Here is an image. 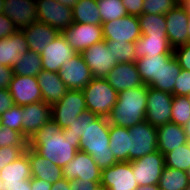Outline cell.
<instances>
[{
    "label": "cell",
    "mask_w": 190,
    "mask_h": 190,
    "mask_svg": "<svg viewBox=\"0 0 190 190\" xmlns=\"http://www.w3.org/2000/svg\"><path fill=\"white\" fill-rule=\"evenodd\" d=\"M28 146V140L16 130L0 127V147Z\"/></svg>",
    "instance_id": "b9f144b4"
},
{
    "label": "cell",
    "mask_w": 190,
    "mask_h": 190,
    "mask_svg": "<svg viewBox=\"0 0 190 190\" xmlns=\"http://www.w3.org/2000/svg\"><path fill=\"white\" fill-rule=\"evenodd\" d=\"M135 190H160L159 185L138 186Z\"/></svg>",
    "instance_id": "6f0895ef"
},
{
    "label": "cell",
    "mask_w": 190,
    "mask_h": 190,
    "mask_svg": "<svg viewBox=\"0 0 190 190\" xmlns=\"http://www.w3.org/2000/svg\"><path fill=\"white\" fill-rule=\"evenodd\" d=\"M109 53L116 58L117 63L136 62L135 43L106 41Z\"/></svg>",
    "instance_id": "74e56055"
},
{
    "label": "cell",
    "mask_w": 190,
    "mask_h": 190,
    "mask_svg": "<svg viewBox=\"0 0 190 190\" xmlns=\"http://www.w3.org/2000/svg\"><path fill=\"white\" fill-rule=\"evenodd\" d=\"M28 51L29 46L23 32L17 30L11 36L0 39V65L12 68Z\"/></svg>",
    "instance_id": "7402d4cb"
},
{
    "label": "cell",
    "mask_w": 190,
    "mask_h": 190,
    "mask_svg": "<svg viewBox=\"0 0 190 190\" xmlns=\"http://www.w3.org/2000/svg\"><path fill=\"white\" fill-rule=\"evenodd\" d=\"M23 106L13 105L1 115L2 126L16 130L22 134Z\"/></svg>",
    "instance_id": "ab89813d"
},
{
    "label": "cell",
    "mask_w": 190,
    "mask_h": 190,
    "mask_svg": "<svg viewBox=\"0 0 190 190\" xmlns=\"http://www.w3.org/2000/svg\"><path fill=\"white\" fill-rule=\"evenodd\" d=\"M57 2L65 5V6H69L71 8L74 7V5L79 1V0H56Z\"/></svg>",
    "instance_id": "9f6ffc18"
},
{
    "label": "cell",
    "mask_w": 190,
    "mask_h": 190,
    "mask_svg": "<svg viewBox=\"0 0 190 190\" xmlns=\"http://www.w3.org/2000/svg\"><path fill=\"white\" fill-rule=\"evenodd\" d=\"M3 13L21 31L39 22L36 0H4Z\"/></svg>",
    "instance_id": "ac0fdd59"
},
{
    "label": "cell",
    "mask_w": 190,
    "mask_h": 190,
    "mask_svg": "<svg viewBox=\"0 0 190 190\" xmlns=\"http://www.w3.org/2000/svg\"><path fill=\"white\" fill-rule=\"evenodd\" d=\"M110 150L118 162H130V137L129 129L110 125L109 128Z\"/></svg>",
    "instance_id": "f546056e"
},
{
    "label": "cell",
    "mask_w": 190,
    "mask_h": 190,
    "mask_svg": "<svg viewBox=\"0 0 190 190\" xmlns=\"http://www.w3.org/2000/svg\"><path fill=\"white\" fill-rule=\"evenodd\" d=\"M51 190H70V181L66 178H62L52 185Z\"/></svg>",
    "instance_id": "11a10c76"
},
{
    "label": "cell",
    "mask_w": 190,
    "mask_h": 190,
    "mask_svg": "<svg viewBox=\"0 0 190 190\" xmlns=\"http://www.w3.org/2000/svg\"><path fill=\"white\" fill-rule=\"evenodd\" d=\"M60 33L77 53H81L93 44L104 40L101 25L72 23Z\"/></svg>",
    "instance_id": "30bf717a"
},
{
    "label": "cell",
    "mask_w": 190,
    "mask_h": 190,
    "mask_svg": "<svg viewBox=\"0 0 190 190\" xmlns=\"http://www.w3.org/2000/svg\"><path fill=\"white\" fill-rule=\"evenodd\" d=\"M101 26L106 41L135 43L141 37L138 16L127 15L102 23Z\"/></svg>",
    "instance_id": "8fae6325"
},
{
    "label": "cell",
    "mask_w": 190,
    "mask_h": 190,
    "mask_svg": "<svg viewBox=\"0 0 190 190\" xmlns=\"http://www.w3.org/2000/svg\"><path fill=\"white\" fill-rule=\"evenodd\" d=\"M87 110L98 117H108L118 99V93L105 78H92L82 90Z\"/></svg>",
    "instance_id": "277c9868"
},
{
    "label": "cell",
    "mask_w": 190,
    "mask_h": 190,
    "mask_svg": "<svg viewBox=\"0 0 190 190\" xmlns=\"http://www.w3.org/2000/svg\"><path fill=\"white\" fill-rule=\"evenodd\" d=\"M105 79L117 93L145 85L135 62L116 64Z\"/></svg>",
    "instance_id": "44dd1931"
},
{
    "label": "cell",
    "mask_w": 190,
    "mask_h": 190,
    "mask_svg": "<svg viewBox=\"0 0 190 190\" xmlns=\"http://www.w3.org/2000/svg\"><path fill=\"white\" fill-rule=\"evenodd\" d=\"M173 54L150 55L136 60L135 64L142 81L152 86L160 76L161 67L166 64Z\"/></svg>",
    "instance_id": "4316f807"
},
{
    "label": "cell",
    "mask_w": 190,
    "mask_h": 190,
    "mask_svg": "<svg viewBox=\"0 0 190 190\" xmlns=\"http://www.w3.org/2000/svg\"><path fill=\"white\" fill-rule=\"evenodd\" d=\"M0 190H3L2 180L0 179Z\"/></svg>",
    "instance_id": "e7e4bbea"
},
{
    "label": "cell",
    "mask_w": 190,
    "mask_h": 190,
    "mask_svg": "<svg viewBox=\"0 0 190 190\" xmlns=\"http://www.w3.org/2000/svg\"><path fill=\"white\" fill-rule=\"evenodd\" d=\"M31 178L32 175L27 146L26 151L19 158L7 164L0 171V179L2 180V184H14L30 180Z\"/></svg>",
    "instance_id": "83f0119b"
},
{
    "label": "cell",
    "mask_w": 190,
    "mask_h": 190,
    "mask_svg": "<svg viewBox=\"0 0 190 190\" xmlns=\"http://www.w3.org/2000/svg\"><path fill=\"white\" fill-rule=\"evenodd\" d=\"M148 86L142 85L118 93L107 119L110 125L130 128L145 121Z\"/></svg>",
    "instance_id": "3957f363"
},
{
    "label": "cell",
    "mask_w": 190,
    "mask_h": 190,
    "mask_svg": "<svg viewBox=\"0 0 190 190\" xmlns=\"http://www.w3.org/2000/svg\"><path fill=\"white\" fill-rule=\"evenodd\" d=\"M83 117H85V128L80 137L79 150L90 154L101 170L113 166L118 161L109 147L110 124L108 119L98 117L90 110H85Z\"/></svg>",
    "instance_id": "7a4b0ae2"
},
{
    "label": "cell",
    "mask_w": 190,
    "mask_h": 190,
    "mask_svg": "<svg viewBox=\"0 0 190 190\" xmlns=\"http://www.w3.org/2000/svg\"><path fill=\"white\" fill-rule=\"evenodd\" d=\"M173 95L148 86L145 120L154 127L171 122Z\"/></svg>",
    "instance_id": "ba28073f"
},
{
    "label": "cell",
    "mask_w": 190,
    "mask_h": 190,
    "mask_svg": "<svg viewBox=\"0 0 190 190\" xmlns=\"http://www.w3.org/2000/svg\"><path fill=\"white\" fill-rule=\"evenodd\" d=\"M4 11V0H0V13Z\"/></svg>",
    "instance_id": "6125c7cd"
},
{
    "label": "cell",
    "mask_w": 190,
    "mask_h": 190,
    "mask_svg": "<svg viewBox=\"0 0 190 190\" xmlns=\"http://www.w3.org/2000/svg\"><path fill=\"white\" fill-rule=\"evenodd\" d=\"M27 146H7L0 147V171L9 163L19 158Z\"/></svg>",
    "instance_id": "7bdbcfd3"
},
{
    "label": "cell",
    "mask_w": 190,
    "mask_h": 190,
    "mask_svg": "<svg viewBox=\"0 0 190 190\" xmlns=\"http://www.w3.org/2000/svg\"><path fill=\"white\" fill-rule=\"evenodd\" d=\"M100 184L102 190H135L138 187L129 161L103 169Z\"/></svg>",
    "instance_id": "7c38bea8"
},
{
    "label": "cell",
    "mask_w": 190,
    "mask_h": 190,
    "mask_svg": "<svg viewBox=\"0 0 190 190\" xmlns=\"http://www.w3.org/2000/svg\"><path fill=\"white\" fill-rule=\"evenodd\" d=\"M138 21L142 36H167L165 15L143 13Z\"/></svg>",
    "instance_id": "836d02e7"
},
{
    "label": "cell",
    "mask_w": 190,
    "mask_h": 190,
    "mask_svg": "<svg viewBox=\"0 0 190 190\" xmlns=\"http://www.w3.org/2000/svg\"><path fill=\"white\" fill-rule=\"evenodd\" d=\"M58 73L67 88L71 90H83L93 78L81 53L66 61Z\"/></svg>",
    "instance_id": "5bb4252c"
},
{
    "label": "cell",
    "mask_w": 190,
    "mask_h": 190,
    "mask_svg": "<svg viewBox=\"0 0 190 190\" xmlns=\"http://www.w3.org/2000/svg\"><path fill=\"white\" fill-rule=\"evenodd\" d=\"M190 120V103L186 96H173L171 122L185 126Z\"/></svg>",
    "instance_id": "f35d334b"
},
{
    "label": "cell",
    "mask_w": 190,
    "mask_h": 190,
    "mask_svg": "<svg viewBox=\"0 0 190 190\" xmlns=\"http://www.w3.org/2000/svg\"><path fill=\"white\" fill-rule=\"evenodd\" d=\"M18 29L4 13H0V39L11 36Z\"/></svg>",
    "instance_id": "7dc6e473"
},
{
    "label": "cell",
    "mask_w": 190,
    "mask_h": 190,
    "mask_svg": "<svg viewBox=\"0 0 190 190\" xmlns=\"http://www.w3.org/2000/svg\"><path fill=\"white\" fill-rule=\"evenodd\" d=\"M81 55L94 78H105L112 68L118 64L113 54L109 53L106 40L93 44L83 50Z\"/></svg>",
    "instance_id": "4fadbf2b"
},
{
    "label": "cell",
    "mask_w": 190,
    "mask_h": 190,
    "mask_svg": "<svg viewBox=\"0 0 190 190\" xmlns=\"http://www.w3.org/2000/svg\"><path fill=\"white\" fill-rule=\"evenodd\" d=\"M129 129L130 162L158 150L157 128L146 120Z\"/></svg>",
    "instance_id": "8992f818"
},
{
    "label": "cell",
    "mask_w": 190,
    "mask_h": 190,
    "mask_svg": "<svg viewBox=\"0 0 190 190\" xmlns=\"http://www.w3.org/2000/svg\"><path fill=\"white\" fill-rule=\"evenodd\" d=\"M63 178L70 180L101 181L102 170L98 167L92 156L78 151L75 157L63 168Z\"/></svg>",
    "instance_id": "9a60e30c"
},
{
    "label": "cell",
    "mask_w": 190,
    "mask_h": 190,
    "mask_svg": "<svg viewBox=\"0 0 190 190\" xmlns=\"http://www.w3.org/2000/svg\"><path fill=\"white\" fill-rule=\"evenodd\" d=\"M188 15V42H190V12H187Z\"/></svg>",
    "instance_id": "94428289"
},
{
    "label": "cell",
    "mask_w": 190,
    "mask_h": 190,
    "mask_svg": "<svg viewBox=\"0 0 190 190\" xmlns=\"http://www.w3.org/2000/svg\"><path fill=\"white\" fill-rule=\"evenodd\" d=\"M52 119L61 129L67 128L75 119L87 110L82 90L69 89L63 98L53 104Z\"/></svg>",
    "instance_id": "5b68a950"
},
{
    "label": "cell",
    "mask_w": 190,
    "mask_h": 190,
    "mask_svg": "<svg viewBox=\"0 0 190 190\" xmlns=\"http://www.w3.org/2000/svg\"><path fill=\"white\" fill-rule=\"evenodd\" d=\"M186 173H187V176H188L189 181H190V167L187 169Z\"/></svg>",
    "instance_id": "be15d7a7"
},
{
    "label": "cell",
    "mask_w": 190,
    "mask_h": 190,
    "mask_svg": "<svg viewBox=\"0 0 190 190\" xmlns=\"http://www.w3.org/2000/svg\"><path fill=\"white\" fill-rule=\"evenodd\" d=\"M85 128V117L83 113L75 119V122H72L67 128L63 129V136H67L71 139H80L84 133Z\"/></svg>",
    "instance_id": "f6af8a7d"
},
{
    "label": "cell",
    "mask_w": 190,
    "mask_h": 190,
    "mask_svg": "<svg viewBox=\"0 0 190 190\" xmlns=\"http://www.w3.org/2000/svg\"><path fill=\"white\" fill-rule=\"evenodd\" d=\"M14 104L9 89L0 90V115L9 110Z\"/></svg>",
    "instance_id": "816d5d0a"
},
{
    "label": "cell",
    "mask_w": 190,
    "mask_h": 190,
    "mask_svg": "<svg viewBox=\"0 0 190 190\" xmlns=\"http://www.w3.org/2000/svg\"><path fill=\"white\" fill-rule=\"evenodd\" d=\"M173 55L181 69L190 71V42L173 49Z\"/></svg>",
    "instance_id": "bcb514c9"
},
{
    "label": "cell",
    "mask_w": 190,
    "mask_h": 190,
    "mask_svg": "<svg viewBox=\"0 0 190 190\" xmlns=\"http://www.w3.org/2000/svg\"><path fill=\"white\" fill-rule=\"evenodd\" d=\"M186 97H187V99H188V101L190 103V93Z\"/></svg>",
    "instance_id": "03108f58"
},
{
    "label": "cell",
    "mask_w": 190,
    "mask_h": 190,
    "mask_svg": "<svg viewBox=\"0 0 190 190\" xmlns=\"http://www.w3.org/2000/svg\"><path fill=\"white\" fill-rule=\"evenodd\" d=\"M185 129V133L187 135L188 138V142L190 144V120L187 122V124L184 126Z\"/></svg>",
    "instance_id": "680465c9"
},
{
    "label": "cell",
    "mask_w": 190,
    "mask_h": 190,
    "mask_svg": "<svg viewBox=\"0 0 190 190\" xmlns=\"http://www.w3.org/2000/svg\"><path fill=\"white\" fill-rule=\"evenodd\" d=\"M53 184H50L39 178L30 179L31 190H51Z\"/></svg>",
    "instance_id": "f5cc1de1"
},
{
    "label": "cell",
    "mask_w": 190,
    "mask_h": 190,
    "mask_svg": "<svg viewBox=\"0 0 190 190\" xmlns=\"http://www.w3.org/2000/svg\"><path fill=\"white\" fill-rule=\"evenodd\" d=\"M190 181L186 171L165 166L159 180L160 190H186Z\"/></svg>",
    "instance_id": "d6a6232c"
},
{
    "label": "cell",
    "mask_w": 190,
    "mask_h": 190,
    "mask_svg": "<svg viewBox=\"0 0 190 190\" xmlns=\"http://www.w3.org/2000/svg\"><path fill=\"white\" fill-rule=\"evenodd\" d=\"M165 166L177 170L187 171L190 167V144L189 142L174 149L165 155Z\"/></svg>",
    "instance_id": "d590c367"
},
{
    "label": "cell",
    "mask_w": 190,
    "mask_h": 190,
    "mask_svg": "<svg viewBox=\"0 0 190 190\" xmlns=\"http://www.w3.org/2000/svg\"><path fill=\"white\" fill-rule=\"evenodd\" d=\"M70 190H102L100 181L70 180Z\"/></svg>",
    "instance_id": "c3c4849f"
},
{
    "label": "cell",
    "mask_w": 190,
    "mask_h": 190,
    "mask_svg": "<svg viewBox=\"0 0 190 190\" xmlns=\"http://www.w3.org/2000/svg\"><path fill=\"white\" fill-rule=\"evenodd\" d=\"M37 80L43 101L51 106L60 101L69 90L56 72L42 70L37 75Z\"/></svg>",
    "instance_id": "cb8c5ba5"
},
{
    "label": "cell",
    "mask_w": 190,
    "mask_h": 190,
    "mask_svg": "<svg viewBox=\"0 0 190 190\" xmlns=\"http://www.w3.org/2000/svg\"><path fill=\"white\" fill-rule=\"evenodd\" d=\"M28 147L63 168L79 151L80 139L63 136V129L51 119L32 135Z\"/></svg>",
    "instance_id": "6da1fadb"
},
{
    "label": "cell",
    "mask_w": 190,
    "mask_h": 190,
    "mask_svg": "<svg viewBox=\"0 0 190 190\" xmlns=\"http://www.w3.org/2000/svg\"><path fill=\"white\" fill-rule=\"evenodd\" d=\"M166 34L173 49L188 43V15L186 8L179 3L166 15Z\"/></svg>",
    "instance_id": "d6986e66"
},
{
    "label": "cell",
    "mask_w": 190,
    "mask_h": 190,
    "mask_svg": "<svg viewBox=\"0 0 190 190\" xmlns=\"http://www.w3.org/2000/svg\"><path fill=\"white\" fill-rule=\"evenodd\" d=\"M157 136L158 150L163 155L188 143L184 126L173 122L157 127Z\"/></svg>",
    "instance_id": "d4e9b609"
},
{
    "label": "cell",
    "mask_w": 190,
    "mask_h": 190,
    "mask_svg": "<svg viewBox=\"0 0 190 190\" xmlns=\"http://www.w3.org/2000/svg\"><path fill=\"white\" fill-rule=\"evenodd\" d=\"M190 93V71L181 69L174 85V96H187Z\"/></svg>",
    "instance_id": "ee69618b"
},
{
    "label": "cell",
    "mask_w": 190,
    "mask_h": 190,
    "mask_svg": "<svg viewBox=\"0 0 190 190\" xmlns=\"http://www.w3.org/2000/svg\"><path fill=\"white\" fill-rule=\"evenodd\" d=\"M3 190H31L30 180L21 181L14 184H2Z\"/></svg>",
    "instance_id": "db71d44e"
},
{
    "label": "cell",
    "mask_w": 190,
    "mask_h": 190,
    "mask_svg": "<svg viewBox=\"0 0 190 190\" xmlns=\"http://www.w3.org/2000/svg\"><path fill=\"white\" fill-rule=\"evenodd\" d=\"M101 22L116 20L127 16L122 0H97Z\"/></svg>",
    "instance_id": "8d00e7d4"
},
{
    "label": "cell",
    "mask_w": 190,
    "mask_h": 190,
    "mask_svg": "<svg viewBox=\"0 0 190 190\" xmlns=\"http://www.w3.org/2000/svg\"><path fill=\"white\" fill-rule=\"evenodd\" d=\"M28 159L32 178H39L50 184H54L63 178L62 167L55 165L30 147H28Z\"/></svg>",
    "instance_id": "603a6c76"
},
{
    "label": "cell",
    "mask_w": 190,
    "mask_h": 190,
    "mask_svg": "<svg viewBox=\"0 0 190 190\" xmlns=\"http://www.w3.org/2000/svg\"><path fill=\"white\" fill-rule=\"evenodd\" d=\"M181 4L186 8L187 12H190V0H184Z\"/></svg>",
    "instance_id": "91938a15"
},
{
    "label": "cell",
    "mask_w": 190,
    "mask_h": 190,
    "mask_svg": "<svg viewBox=\"0 0 190 190\" xmlns=\"http://www.w3.org/2000/svg\"><path fill=\"white\" fill-rule=\"evenodd\" d=\"M137 59L150 55L173 54L167 36H142L135 42Z\"/></svg>",
    "instance_id": "f1b7e54d"
},
{
    "label": "cell",
    "mask_w": 190,
    "mask_h": 190,
    "mask_svg": "<svg viewBox=\"0 0 190 190\" xmlns=\"http://www.w3.org/2000/svg\"><path fill=\"white\" fill-rule=\"evenodd\" d=\"M14 75L34 76L42 71V59L39 53L29 50L21 56V59L12 67Z\"/></svg>",
    "instance_id": "e575fe53"
},
{
    "label": "cell",
    "mask_w": 190,
    "mask_h": 190,
    "mask_svg": "<svg viewBox=\"0 0 190 190\" xmlns=\"http://www.w3.org/2000/svg\"><path fill=\"white\" fill-rule=\"evenodd\" d=\"M180 72L181 67L173 55L166 64L162 65L158 81L151 87L163 92H168L174 96V85Z\"/></svg>",
    "instance_id": "4dcf8cb0"
},
{
    "label": "cell",
    "mask_w": 190,
    "mask_h": 190,
    "mask_svg": "<svg viewBox=\"0 0 190 190\" xmlns=\"http://www.w3.org/2000/svg\"><path fill=\"white\" fill-rule=\"evenodd\" d=\"M131 165L138 186L158 185L162 170L165 167V156L156 150L131 161Z\"/></svg>",
    "instance_id": "52a82bcc"
},
{
    "label": "cell",
    "mask_w": 190,
    "mask_h": 190,
    "mask_svg": "<svg viewBox=\"0 0 190 190\" xmlns=\"http://www.w3.org/2000/svg\"><path fill=\"white\" fill-rule=\"evenodd\" d=\"M39 22L45 23L59 32L74 23L73 11L56 0H36Z\"/></svg>",
    "instance_id": "9c48e42d"
},
{
    "label": "cell",
    "mask_w": 190,
    "mask_h": 190,
    "mask_svg": "<svg viewBox=\"0 0 190 190\" xmlns=\"http://www.w3.org/2000/svg\"><path fill=\"white\" fill-rule=\"evenodd\" d=\"M22 32L28 43L29 50L39 54L60 33L57 29L42 22H36L29 28L23 29Z\"/></svg>",
    "instance_id": "484cf974"
},
{
    "label": "cell",
    "mask_w": 190,
    "mask_h": 190,
    "mask_svg": "<svg viewBox=\"0 0 190 190\" xmlns=\"http://www.w3.org/2000/svg\"><path fill=\"white\" fill-rule=\"evenodd\" d=\"M74 23L101 25L97 0H79L72 8Z\"/></svg>",
    "instance_id": "1f68e13d"
},
{
    "label": "cell",
    "mask_w": 190,
    "mask_h": 190,
    "mask_svg": "<svg viewBox=\"0 0 190 190\" xmlns=\"http://www.w3.org/2000/svg\"><path fill=\"white\" fill-rule=\"evenodd\" d=\"M9 92L14 104L24 106L43 101L37 77L13 75Z\"/></svg>",
    "instance_id": "e0dca14e"
},
{
    "label": "cell",
    "mask_w": 190,
    "mask_h": 190,
    "mask_svg": "<svg viewBox=\"0 0 190 190\" xmlns=\"http://www.w3.org/2000/svg\"><path fill=\"white\" fill-rule=\"evenodd\" d=\"M178 4L177 0H144L143 13L166 15Z\"/></svg>",
    "instance_id": "60d3db41"
},
{
    "label": "cell",
    "mask_w": 190,
    "mask_h": 190,
    "mask_svg": "<svg viewBox=\"0 0 190 190\" xmlns=\"http://www.w3.org/2000/svg\"><path fill=\"white\" fill-rule=\"evenodd\" d=\"M0 127H2V118H1V115H0Z\"/></svg>",
    "instance_id": "003e7915"
},
{
    "label": "cell",
    "mask_w": 190,
    "mask_h": 190,
    "mask_svg": "<svg viewBox=\"0 0 190 190\" xmlns=\"http://www.w3.org/2000/svg\"><path fill=\"white\" fill-rule=\"evenodd\" d=\"M22 135L29 140L44 124L52 119V107L44 101L23 106Z\"/></svg>",
    "instance_id": "ffe728a7"
},
{
    "label": "cell",
    "mask_w": 190,
    "mask_h": 190,
    "mask_svg": "<svg viewBox=\"0 0 190 190\" xmlns=\"http://www.w3.org/2000/svg\"><path fill=\"white\" fill-rule=\"evenodd\" d=\"M144 0H122L128 15L140 16L143 14Z\"/></svg>",
    "instance_id": "681fc988"
},
{
    "label": "cell",
    "mask_w": 190,
    "mask_h": 190,
    "mask_svg": "<svg viewBox=\"0 0 190 190\" xmlns=\"http://www.w3.org/2000/svg\"><path fill=\"white\" fill-rule=\"evenodd\" d=\"M77 52L66 42L61 33L41 52L42 70L58 73L62 65Z\"/></svg>",
    "instance_id": "2e32d148"
},
{
    "label": "cell",
    "mask_w": 190,
    "mask_h": 190,
    "mask_svg": "<svg viewBox=\"0 0 190 190\" xmlns=\"http://www.w3.org/2000/svg\"><path fill=\"white\" fill-rule=\"evenodd\" d=\"M14 72L11 67L0 65V90L9 89Z\"/></svg>",
    "instance_id": "f907efd6"
}]
</instances>
